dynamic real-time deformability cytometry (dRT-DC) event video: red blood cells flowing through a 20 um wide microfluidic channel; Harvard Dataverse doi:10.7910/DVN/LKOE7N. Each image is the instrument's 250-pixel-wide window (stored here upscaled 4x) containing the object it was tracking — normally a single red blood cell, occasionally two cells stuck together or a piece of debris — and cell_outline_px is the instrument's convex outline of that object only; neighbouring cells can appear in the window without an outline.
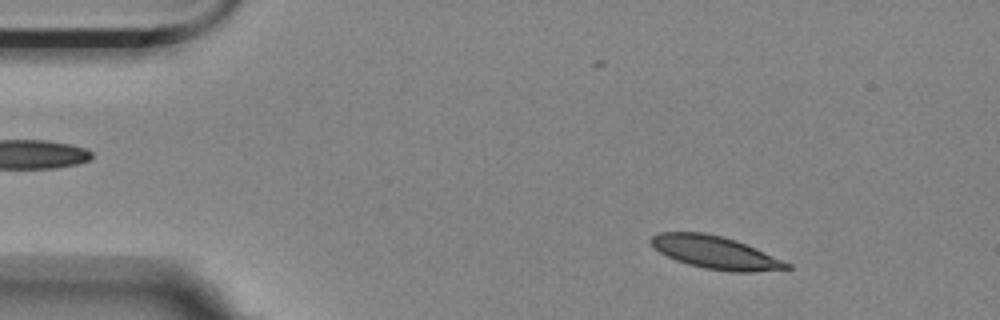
{"species": "Egyptian fruit bat (a non-hibernating species)", "species_latin": "Rousettus aegyptiacus", "temperature_condition": "room temperature", "stored_images_in_passage": 3, "camera_frame_rate_fps": 3000, "um_per_image_px": 0.085, "animal": {"sex": "female"}, "frame": {"image": 1, "passage_image": 1, "time_ms": 0.0, "image_size_px": [1000, 320], "cell_outline_px": [[792, 268], [752, 272], [732, 272], [704, 268], [688, 264], [676, 260], [652, 248], [648, 240], [656, 232], [704, 232], [736, 240], [756, 248], [792, 264]], "centroid_in_image_um": [60.77, 21.45], "position_along_channel_um": 24.2, "area_um2": 26.01}}